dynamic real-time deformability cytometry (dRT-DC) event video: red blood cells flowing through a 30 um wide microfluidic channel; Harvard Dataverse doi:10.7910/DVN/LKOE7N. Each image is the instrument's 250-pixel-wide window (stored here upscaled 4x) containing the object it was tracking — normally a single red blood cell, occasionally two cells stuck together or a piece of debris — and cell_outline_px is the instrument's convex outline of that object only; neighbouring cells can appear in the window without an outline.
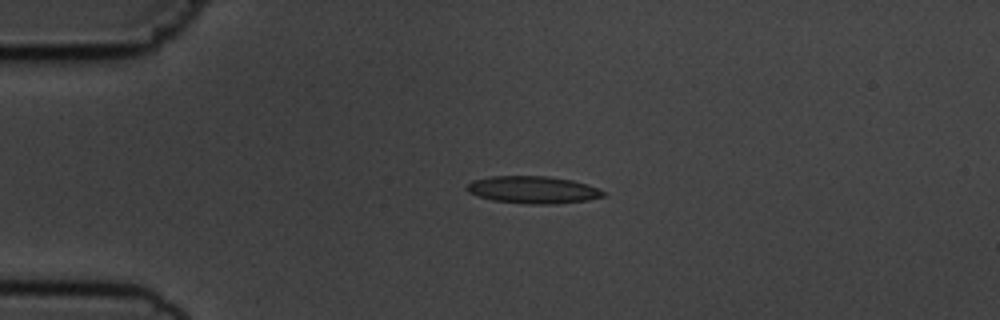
{"species": "common noctule bat (a hibernating species)", "species_latin": "Nyctalus noctula", "temperature_condition": "cold", "stored_images_in_passage": 5, "camera_frame_rate_fps": 3000, "um_per_image_px": 0.085, "animal": {"sex": "male", "body_mass_g": 19.5, "forearm_length_mm": 54.6}, "frame": {"image": 1, "passage_image": 3, "time_ms": 3.0, "image_size_px": [1000, 320], "cell_outline_px": [[604, 196], [588, 200], [556, 204], [528, 204], [492, 200], [476, 196], [468, 192], [464, 188], [472, 180], [492, 176], [548, 176], [572, 180], [588, 184], [604, 192]], "centroid_in_image_um": [45.26, 16.13], "position_along_channel_um": 39.7, "area_um2": 21.79}}
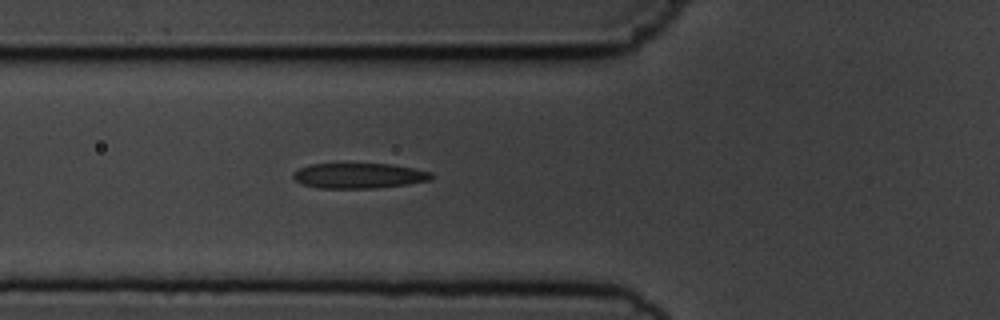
{"frame": {"image": 2, "passage_image": 5, "time_ms": 5.333, "image_size_px": [1000, 320], "cell_outline_px": [[436, 176], [432, 180], [408, 184], [376, 188], [316, 188], [300, 184], [292, 176], [300, 168], [312, 164], [392, 164], [432, 172]], "centroid_in_image_um": [30.56, 14.94], "position_along_channel_um": 95.2, "area_um2": 20.4}}